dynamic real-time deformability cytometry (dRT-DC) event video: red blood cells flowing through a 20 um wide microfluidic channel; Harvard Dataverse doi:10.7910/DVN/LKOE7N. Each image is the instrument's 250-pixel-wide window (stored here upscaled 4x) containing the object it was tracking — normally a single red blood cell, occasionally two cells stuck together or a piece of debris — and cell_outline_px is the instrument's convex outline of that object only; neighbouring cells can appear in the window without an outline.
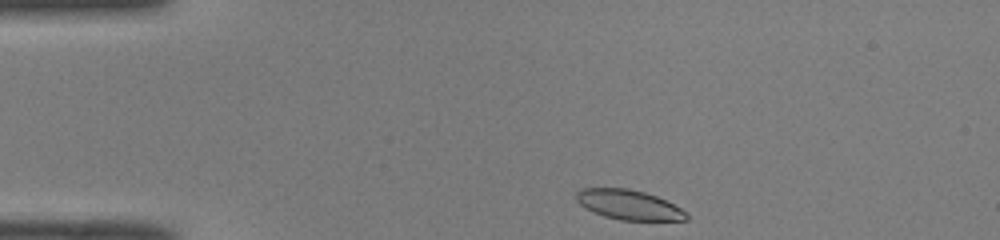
{"species": "common noctule bat (a hibernating species)", "species_latin": "Nyctalus noctula", "temperature_condition": "room temperature", "stored_images_in_passage": 41, "camera_frame_rate_fps": 3000, "um_per_image_px": 0.085, "animal": {"sex": "male", "body_mass_g": 19.0, "forearm_length_mm": 50.8}, "frame": {"image": 1, "passage_image": 1, "time_ms": 0.0, "image_size_px": [1000, 240], "cell_outline_px": [[688, 220], [620, 220], [604, 216], [580, 204], [576, 200], [576, 192], [580, 188], [628, 188], [644, 192], [656, 196], [680, 208], [688, 216]], "centroid_in_image_um": [53.42, 17.39], "position_along_channel_um": 31.6, "area_um2": 18.79}}
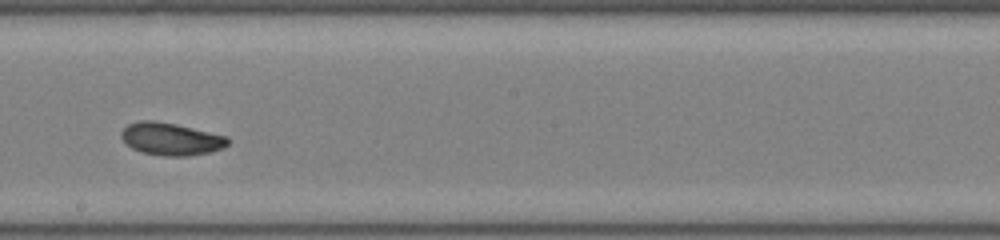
{"frame": {"image": 2, "passage_image": 20, "time_ms": 6.333, "image_size_px": [1000, 240], "cell_outline_px": [[228, 144], [224, 148], [208, 152], [188, 156], [164, 156], [140, 152], [132, 148], [120, 136], [120, 132], [128, 124], [140, 120], [152, 120], [176, 124], [228, 136]], "centroid_in_image_um": [14.52, 11.81], "position_along_channel_um": 233.7, "area_um2": 20.17}}
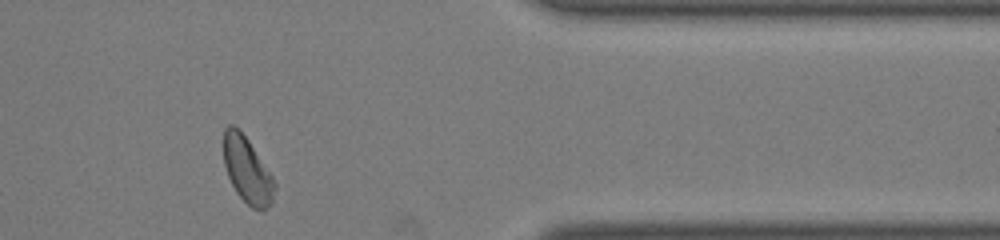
{"frame": {"image": 3, "passage_image": 33, "time_ms": 10.667, "image_size_px": [1000, 240], "cell_outline_px": [[276, 188], [272, 204], [268, 208], [260, 212], [252, 208], [236, 192], [228, 176], [224, 164], [224, 128], [228, 124], [232, 124], [248, 140], [272, 176], [276, 184]], "centroid_in_image_um": [21.03, 14.51], "position_along_channel_um": 390.4, "area_um2": 19.48}, "authors_computed_cell_mechanics": {"area_um2": 20.1144, "velocity_mm_per_s": 4.053, "shape_relaxation_time_tau1_ms": 7.8727, "shape_relaxation_time_tau2_ms": 1.5599, "deformation_change_tau1": 0.1904, "deformation_change_tau2": 0.0546}}